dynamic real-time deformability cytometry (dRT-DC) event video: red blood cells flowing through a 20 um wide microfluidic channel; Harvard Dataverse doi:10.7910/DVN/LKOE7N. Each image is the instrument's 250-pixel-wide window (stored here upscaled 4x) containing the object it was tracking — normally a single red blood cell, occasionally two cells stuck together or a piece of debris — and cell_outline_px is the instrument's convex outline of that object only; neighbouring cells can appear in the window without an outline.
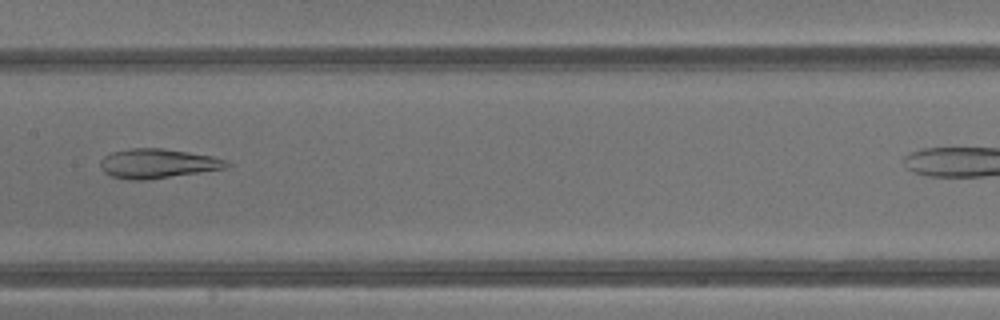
{"species": "common noctule bat (a hibernating species)", "species_latin": "Nyctalus noctula", "temperature_condition": "warm", "stored_images_in_passage": 24, "camera_frame_rate_fps": 3000, "um_per_image_px": 0.085, "animal": {"sex": "male", "body_mass_g": 13.3}, "frame": {"image": 1, "passage_image": 11, "time_ms": 3.333, "image_size_px": [1000, 320], "cell_outline_px": [[232, 164], [224, 168], [144, 180], [132, 180], [112, 176], [104, 172], [100, 164], [100, 160], [104, 156], [112, 152], [132, 148], [164, 148], [212, 156], [228, 160]], "centroid_in_image_um": [13.39, 13.88], "position_along_channel_um": 194.0, "area_um2": 21.39}}